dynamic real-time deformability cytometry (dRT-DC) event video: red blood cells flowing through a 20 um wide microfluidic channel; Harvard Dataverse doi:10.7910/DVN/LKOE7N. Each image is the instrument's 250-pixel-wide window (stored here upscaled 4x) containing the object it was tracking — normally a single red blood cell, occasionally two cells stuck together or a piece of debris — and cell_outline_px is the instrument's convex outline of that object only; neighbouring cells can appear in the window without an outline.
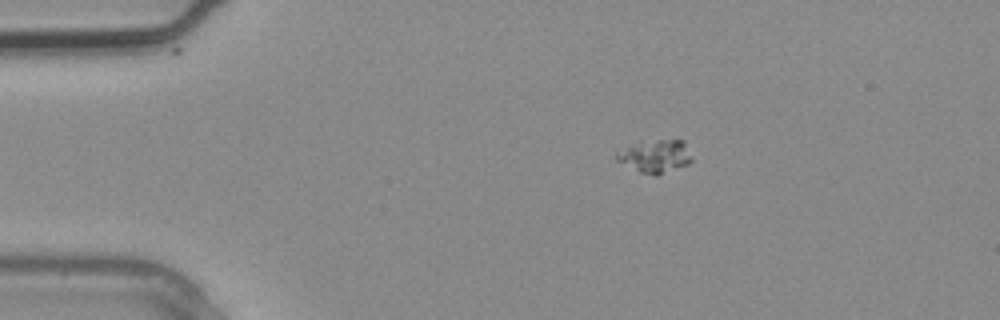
{"species": "common noctule bat (a hibernating species)", "species_latin": "Nyctalus noctula", "temperature_condition": "warm", "stored_images_in_passage": 2, "camera_frame_rate_fps": 3000, "um_per_image_px": 0.085, "animal": {"sex": "male", "body_mass_g": 20.4}, "frame": {"image": 1, "passage_image": 1, "time_ms": 0.0, "image_size_px": [1000, 320], "cell_outline_px": [[692, 160], [688, 164], [656, 176], [640, 172], [616, 160], [616, 152], [628, 148], [660, 140], [684, 140]], "centroid_in_image_um": [55.75, 13.32], "position_along_channel_um": 29.2, "area_um2": 13.64}}